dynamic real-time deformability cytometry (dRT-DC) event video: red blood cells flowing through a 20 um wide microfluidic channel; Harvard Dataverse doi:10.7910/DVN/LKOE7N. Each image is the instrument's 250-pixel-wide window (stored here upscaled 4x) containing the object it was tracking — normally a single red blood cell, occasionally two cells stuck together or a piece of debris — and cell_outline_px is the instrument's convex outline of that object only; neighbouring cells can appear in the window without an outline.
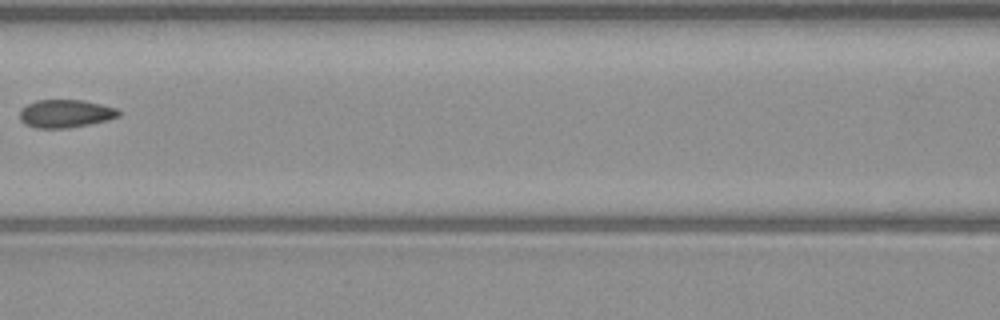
{"species": "common noctule bat (a hibernating species)", "species_latin": "Nyctalus noctula", "temperature_condition": "warm", "stored_images_in_passage": 6, "camera_frame_rate_fps": 3000, "um_per_image_px": 0.085, "animal": {"sex": "male", "body_mass_g": 23.1, "forearm_length_mm": 52.7}, "frame": {"image": 1, "passage_image": 6, "time_ms": 6.667, "image_size_px": [1000, 320], "cell_outline_px": [[120, 116], [108, 120], [68, 128], [36, 128], [24, 124], [20, 120], [20, 108], [36, 100], [84, 100], [116, 108], [120, 112]], "centroid_in_image_um": [5.54, 9.66], "position_along_channel_um": 161.1, "area_um2": 16.18}}